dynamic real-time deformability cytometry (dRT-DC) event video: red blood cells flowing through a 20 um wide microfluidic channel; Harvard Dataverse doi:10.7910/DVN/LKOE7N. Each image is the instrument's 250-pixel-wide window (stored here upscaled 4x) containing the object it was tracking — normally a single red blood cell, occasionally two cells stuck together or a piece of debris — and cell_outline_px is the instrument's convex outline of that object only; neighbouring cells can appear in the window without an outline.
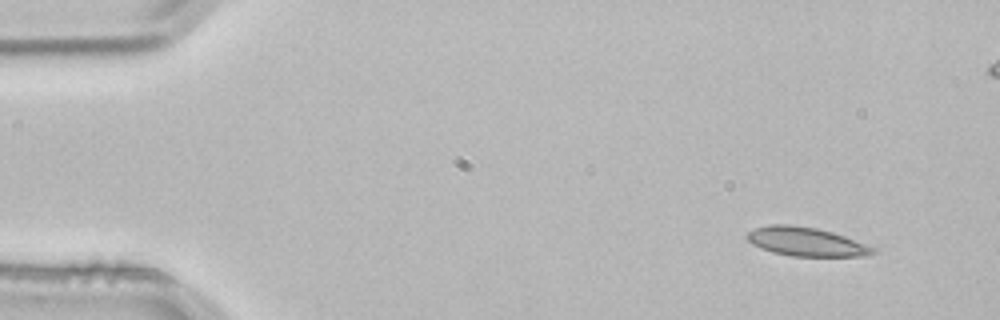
{"species": "common noctule bat (a hibernating species)", "species_latin": "Nyctalus noctula", "temperature_condition": "room temperature", "stored_images_in_passage": 4, "camera_frame_rate_fps": 3000, "um_per_image_px": 0.085, "animal": {"sex": "male", "body_mass_g": 21.5, "forearm_length_mm": 52.0}, "frame": {"image": 1, "passage_image": 1, "time_ms": 0.0, "image_size_px": [1000, 320], "cell_outline_px": [[876, 252], [868, 256], [792, 256], [772, 252], [752, 244], [744, 236], [748, 232], [756, 228], [768, 224], [788, 224], [816, 228], [832, 232], [844, 236], [876, 248]], "centroid_in_image_um": [68.51, 20.54], "position_along_channel_um": 16.5, "area_um2": 21.1}}
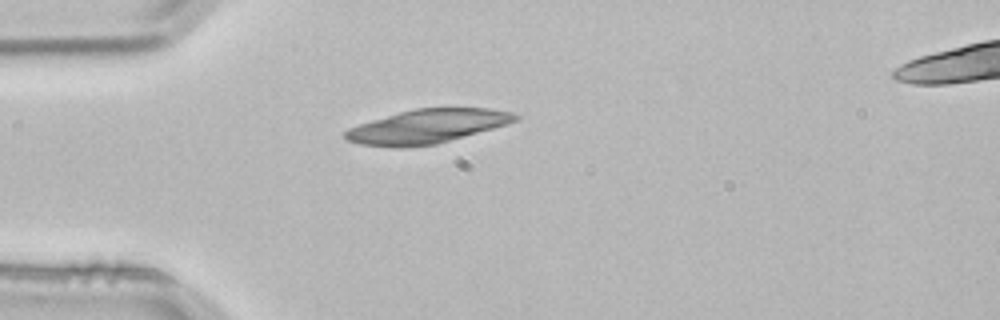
{"frame": {"image": 2, "passage_image": 4, "time_ms": 1.0, "image_size_px": [1000, 320], "cell_outline_px": [[520, 120], [508, 124], [436, 144], [408, 148], [396, 148], [360, 144], [348, 140], [344, 136], [344, 132], [348, 128], [372, 120], [400, 112], [416, 108], [488, 108], [512, 112], [520, 116]], "centroid_in_image_um": [36.34, 10.75], "position_along_channel_um": 48.7, "area_um2": 33.64}}